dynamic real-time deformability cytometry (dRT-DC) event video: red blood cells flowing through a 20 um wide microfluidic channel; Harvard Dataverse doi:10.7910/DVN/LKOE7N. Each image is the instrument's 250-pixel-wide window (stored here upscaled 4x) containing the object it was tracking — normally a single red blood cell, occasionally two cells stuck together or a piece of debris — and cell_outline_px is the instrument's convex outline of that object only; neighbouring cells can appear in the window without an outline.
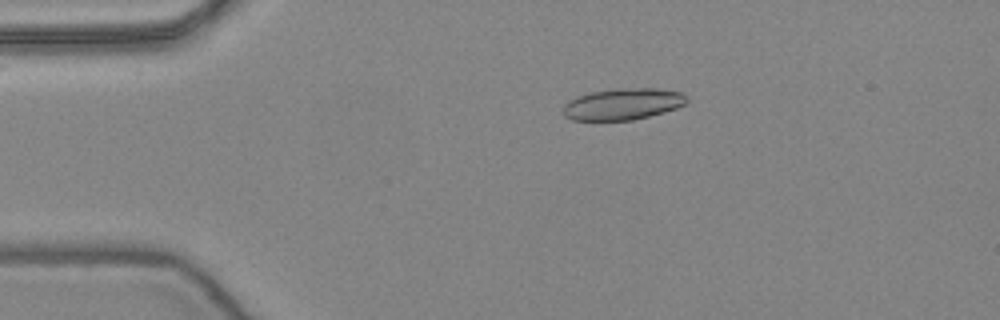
{"species": "common noctule bat (a hibernating species)", "species_latin": "Nyctalus noctula", "temperature_condition": "warm", "stored_images_in_passage": 53, "camera_frame_rate_fps": 3000, "um_per_image_px": 0.085, "animal": {"sex": "female", "body_mass_g": 24.6, "forearm_length_mm": 56.2}, "frame": {"image": 1, "passage_image": 11, "time_ms": 3.333, "image_size_px": [1000, 320], "cell_outline_px": [[688, 100], [684, 104], [676, 108], [664, 112], [632, 120], [572, 120], [564, 116], [564, 104], [568, 100], [576, 96], [592, 92], [620, 88], [656, 88], [684, 92], [688, 96]], "centroid_in_image_um": [52.96, 8.83], "position_along_channel_um": 32.0, "area_um2": 22.77}}
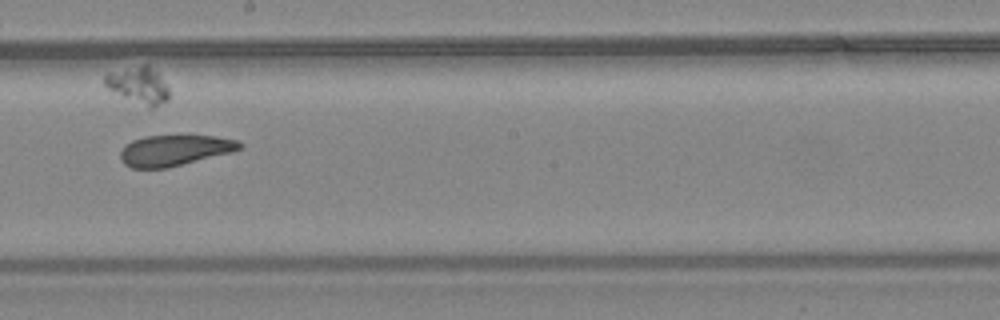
{"frame": {"image": 2, "passage_image": 30, "time_ms": 9.667, "image_size_px": [1000, 320], "cell_outline_px": [[244, 148], [232, 152], [168, 168], [132, 168], [124, 164], [120, 160], [120, 152], [124, 144], [132, 140], [144, 136], [216, 136], [240, 140], [244, 144]], "centroid_in_image_um": [14.86, 12.78], "position_along_channel_um": 233.3, "area_um2": 21.73}}
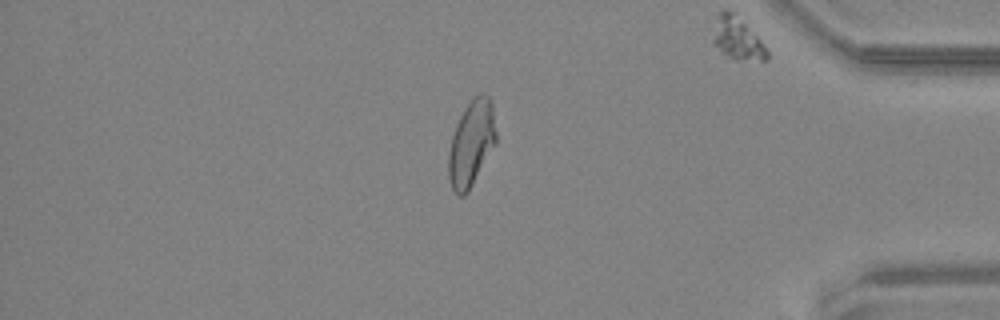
{"frame": {"image": 3, "passage_image": 45, "time_ms": 14.667, "image_size_px": [1000, 320], "cell_outline_px": [[496, 144], [468, 192], [464, 196], [460, 196], [452, 188], [448, 176], [448, 156], [452, 136], [456, 124], [464, 108], [480, 92], [484, 92], [492, 100], [496, 132]], "centroid_in_image_um": [40.08, 12.18], "position_along_channel_um": 395.1, "area_um2": 23.81}, "authors_computed_cell_mechanics": {"area_um2": 23.2356, "velocity_mm_per_s": 3.9003, "shape_relaxation_time_tau1_ms": null, "shape_relaxation_time_tau2_ms": 1.5829, "deformation_change_tau1": null, "deformation_change_tau2": 0.0911}}